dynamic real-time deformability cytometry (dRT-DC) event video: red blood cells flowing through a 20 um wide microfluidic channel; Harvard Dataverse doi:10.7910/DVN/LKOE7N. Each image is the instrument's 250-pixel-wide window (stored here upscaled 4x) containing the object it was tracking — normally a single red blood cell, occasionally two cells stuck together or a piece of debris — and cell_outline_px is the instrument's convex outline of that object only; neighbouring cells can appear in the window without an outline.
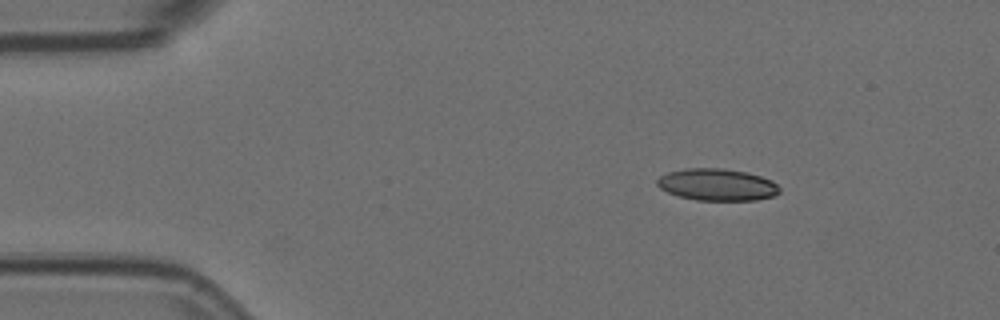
{"species": "Egyptian fruit bat (a non-hibernating species)", "species_latin": "Rousettus aegyptiacus", "temperature_condition": "room temperature", "stored_images_in_passage": 3, "camera_frame_rate_fps": 3000, "um_per_image_px": 0.085, "animal": {"sex": "female"}, "frame": {"image": 1, "passage_image": 1, "time_ms": 0.0, "image_size_px": [1000, 320], "cell_outline_px": [[780, 192], [776, 196], [756, 200], [696, 200], [680, 196], [668, 192], [660, 188], [656, 184], [656, 180], [660, 176], [668, 172], [688, 168], [720, 168], [744, 172], [760, 176], [772, 180], [780, 188]], "centroid_in_image_um": [60.97, 15.7], "position_along_channel_um": 24.0, "area_um2": 22.72}}
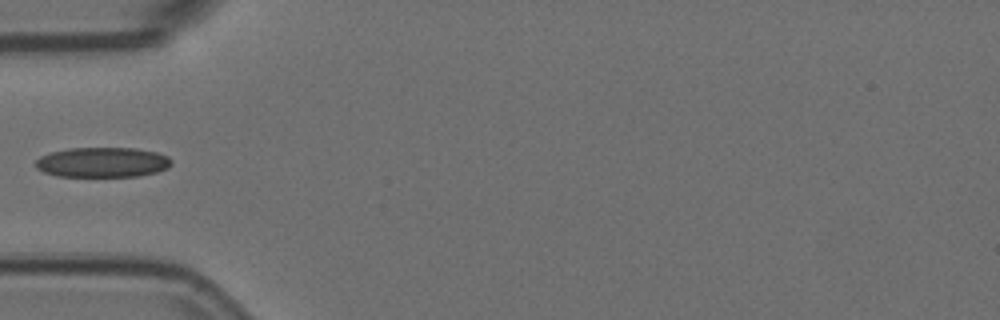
{"frame": {"image": 2, "passage_image": 3, "time_ms": 0.667, "image_size_px": [1000, 320], "cell_outline_px": [[172, 164], [168, 168], [156, 172], [140, 176], [56, 176], [44, 172], [36, 168], [36, 160], [40, 156], [52, 152], [68, 148], [136, 148], [156, 152], [168, 156], [172, 160]], "centroid_in_image_um": [8.73, 13.79], "position_along_channel_um": 76.3, "area_um2": 23.81}}